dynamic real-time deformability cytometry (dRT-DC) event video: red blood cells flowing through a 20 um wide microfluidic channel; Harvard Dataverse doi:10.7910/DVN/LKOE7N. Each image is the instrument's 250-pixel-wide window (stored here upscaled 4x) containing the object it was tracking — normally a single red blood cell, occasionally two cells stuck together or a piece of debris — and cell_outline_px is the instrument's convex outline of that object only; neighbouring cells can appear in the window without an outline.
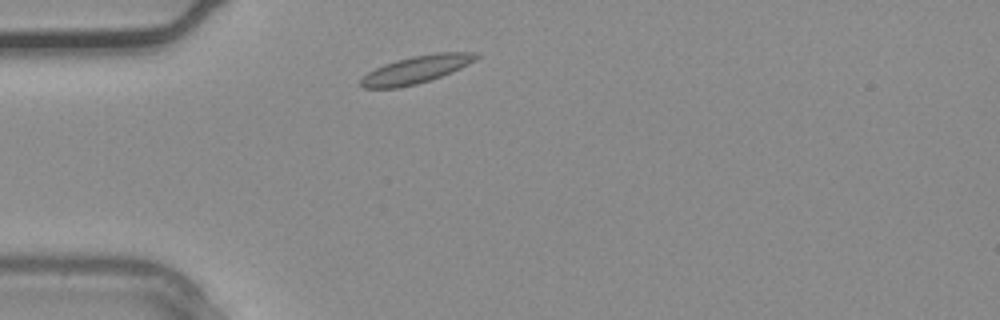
{"species": "common noctule bat (a hibernating species)", "species_latin": "Nyctalus noctula", "temperature_condition": "warm", "stored_images_in_passage": 1, "camera_frame_rate_fps": 3000, "um_per_image_px": 0.085, "animal": {"sex": "male", "body_mass_g": 20.4}, "frame": {"image": 1, "passage_image": 1, "time_ms": 0.0, "image_size_px": [1000, 320], "cell_outline_px": [[480, 56], [476, 60], [452, 72], [416, 84], [396, 88], [364, 88], [360, 84], [360, 80], [368, 72], [384, 64], [396, 60], [412, 56], [436, 52], [480, 52]], "centroid_in_image_um": [35.41, 5.89], "position_along_channel_um": 49.6, "area_um2": 18.44}}